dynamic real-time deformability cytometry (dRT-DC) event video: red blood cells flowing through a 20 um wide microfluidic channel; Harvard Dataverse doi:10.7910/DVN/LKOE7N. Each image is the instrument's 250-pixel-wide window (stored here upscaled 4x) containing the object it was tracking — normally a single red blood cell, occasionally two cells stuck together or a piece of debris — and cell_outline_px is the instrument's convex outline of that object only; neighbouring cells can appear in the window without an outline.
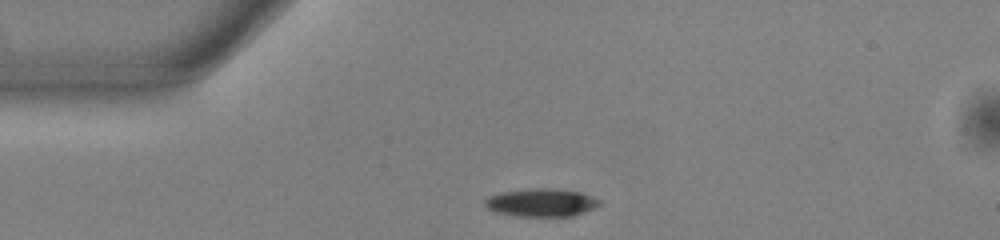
{"species": "common noctule bat (a hibernating species)", "species_latin": "Nyctalus noctula", "temperature_condition": "warm", "stored_images_in_passage": 41, "camera_frame_rate_fps": 3000, "um_per_image_px": 0.085, "animal": {"sex": "male", "body_mass_g": 13.0, "forearm_length_mm": 53.1}, "frame": {"image": 1, "passage_image": 1, "time_ms": 0.0, "image_size_px": [1000, 240], "cell_outline_px": [[604, 204], [584, 212], [572, 216], [516, 216], [496, 212], [488, 208], [484, 204], [484, 200], [488, 196], [500, 192], [536, 188], [556, 188], [580, 192], [592, 196], [600, 200]], "centroid_in_image_um": [46.04, 17.21], "position_along_channel_um": 39.0, "area_um2": 18.84}}
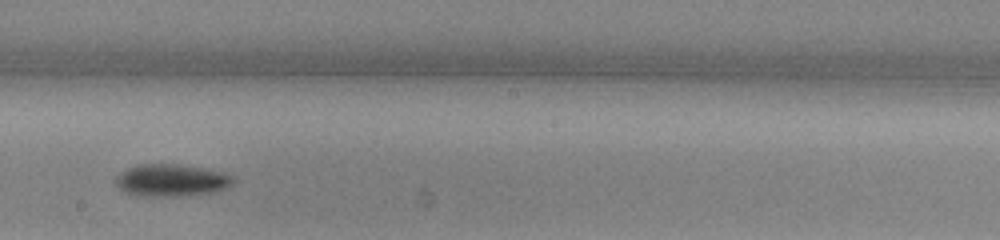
{"frame": {"image": 2, "passage_image": 18, "time_ms": 5.667, "image_size_px": [1000, 240], "cell_outline_px": [[236, 180], [232, 184], [224, 188], [212, 192], [176, 196], [136, 196], [120, 188], [116, 184], [116, 176], [120, 172], [136, 164], [176, 164], [208, 168], [224, 172], [232, 176]], "centroid_in_image_um": [14.58, 15.31], "position_along_channel_um": 233.6, "area_um2": 22.08}}
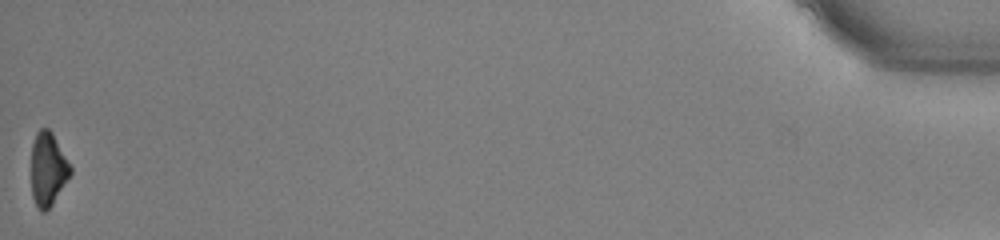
{"frame": {"image": 3, "passage_image": 41, "time_ms": 13.333, "image_size_px": [1000, 240], "cell_outline_px": [[72, 172], [52, 204], [44, 212], [40, 212], [32, 196], [32, 144], [36, 132], [40, 128], [48, 128], [52, 132], [72, 168]], "centroid_in_image_um": [4.07, 14.36], "position_along_channel_um": 431.1, "area_um2": 16.53}, "authors_computed_cell_mechanics": {"area_um2": 20.0566, "velocity_mm_per_s": 3.9408, "shape_relaxation_time_tau1_ms": 1.7948, "shape_relaxation_time_tau2_ms": null, "deformation_change_tau1": 0.1108, "deformation_change_tau2": null}}